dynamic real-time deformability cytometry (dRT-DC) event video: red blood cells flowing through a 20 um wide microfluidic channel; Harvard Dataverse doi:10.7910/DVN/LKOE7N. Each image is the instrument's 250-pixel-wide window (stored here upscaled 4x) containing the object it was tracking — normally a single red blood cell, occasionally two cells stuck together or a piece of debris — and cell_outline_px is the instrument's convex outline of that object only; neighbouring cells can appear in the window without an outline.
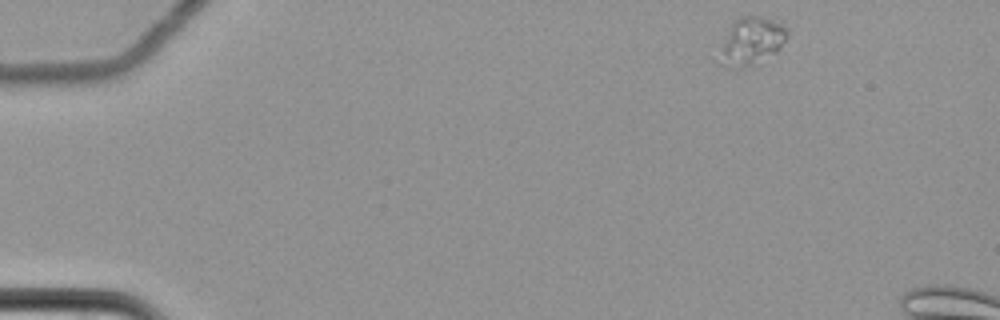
{"species": "common noctule bat (a hibernating species)", "species_latin": "Nyctalus noctula", "temperature_condition": "cold", "stored_images_in_passage": 4, "camera_frame_rate_fps": 3000, "um_per_image_px": 0.085, "animal": {"sex": "female", "body_mass_g": 22.7, "forearm_length_mm": 54.2}, "frame": {"image": 1, "passage_image": 1, "time_ms": 0.0, "image_size_px": [1000, 320], "cell_outline_px": [[788, 32], [784, 40], [776, 52], [752, 64], [736, 68], [728, 68], [712, 60], [732, 24], [740, 16], [756, 16], [776, 20], [788, 28]], "centroid_in_image_um": [63.77, 3.52], "position_along_channel_um": 21.2, "area_um2": 18.96}}